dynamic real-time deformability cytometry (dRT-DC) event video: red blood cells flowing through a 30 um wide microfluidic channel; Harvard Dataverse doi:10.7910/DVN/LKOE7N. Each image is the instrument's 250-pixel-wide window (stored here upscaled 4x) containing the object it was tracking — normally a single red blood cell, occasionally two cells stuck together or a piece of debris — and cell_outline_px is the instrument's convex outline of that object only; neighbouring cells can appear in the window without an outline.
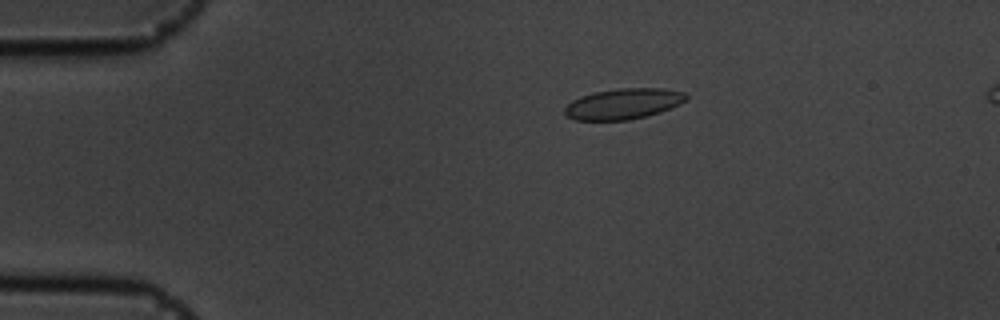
{"species": "common noctule bat (a hibernating species)", "species_latin": "Nyctalus noctula", "temperature_condition": "cold", "stored_images_in_passage": 57, "camera_frame_rate_fps": 3000, "um_per_image_px": 0.085, "animal": {"sex": "male", "body_mass_g": 19.5, "forearm_length_mm": 54.6}, "frame": {"image": 1, "passage_image": 11, "time_ms": 3.333, "image_size_px": [1000, 320], "cell_outline_px": [[688, 100], [680, 104], [660, 112], [628, 120], [576, 120], [564, 116], [564, 108], [572, 100], [580, 96], [596, 92], [620, 88], [660, 88], [684, 92], [688, 96]], "centroid_in_image_um": [52.97, 8.82], "position_along_channel_um": 32.0, "area_um2": 21.73}}
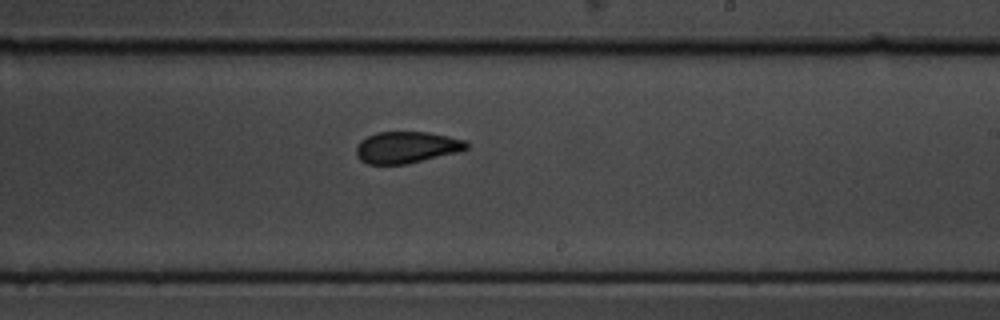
{"frame": {"image": 2, "passage_image": 34, "time_ms": 11.0, "image_size_px": [1000, 320], "cell_outline_px": [[468, 148], [460, 152], [408, 164], [368, 164], [360, 160], [356, 156], [356, 144], [360, 140], [376, 132], [428, 132], [448, 136], [464, 140], [468, 144]], "centroid_in_image_um": [34.55, 12.53], "position_along_channel_um": 254.5, "area_um2": 20.52}}
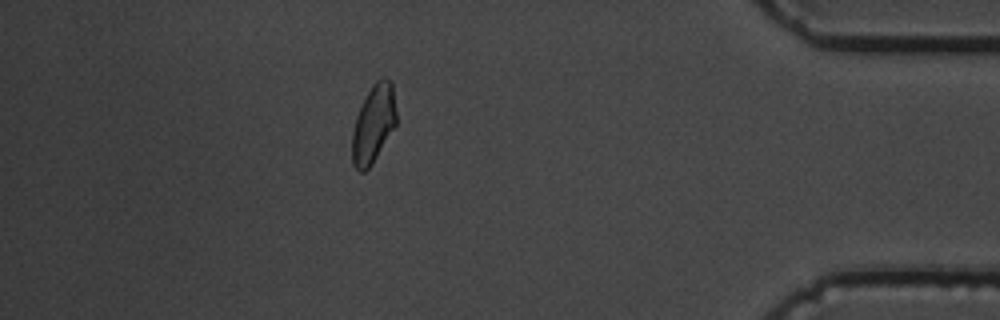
{"frame": {"image": 3, "passage_image": 50, "time_ms": 16.333, "image_size_px": [1000, 320], "cell_outline_px": [[396, 124], [372, 164], [364, 172], [360, 172], [352, 164], [352, 132], [356, 116], [372, 84], [376, 80], [384, 76], [392, 80], [396, 112]], "centroid_in_image_um": [31.75, 10.51], "position_along_channel_um": 403.5, "area_um2": 20.06}, "authors_computed_cell_mechanics": {"area_um2": 20.808, "velocity_mm_per_s": 3.5451, "shape_relaxation_time_tau1_ms": 4.4481, "shape_relaxation_time_tau2_ms": 1.8114, "deformation_change_tau1": 0.0949, "deformation_change_tau2": 0.0564}}